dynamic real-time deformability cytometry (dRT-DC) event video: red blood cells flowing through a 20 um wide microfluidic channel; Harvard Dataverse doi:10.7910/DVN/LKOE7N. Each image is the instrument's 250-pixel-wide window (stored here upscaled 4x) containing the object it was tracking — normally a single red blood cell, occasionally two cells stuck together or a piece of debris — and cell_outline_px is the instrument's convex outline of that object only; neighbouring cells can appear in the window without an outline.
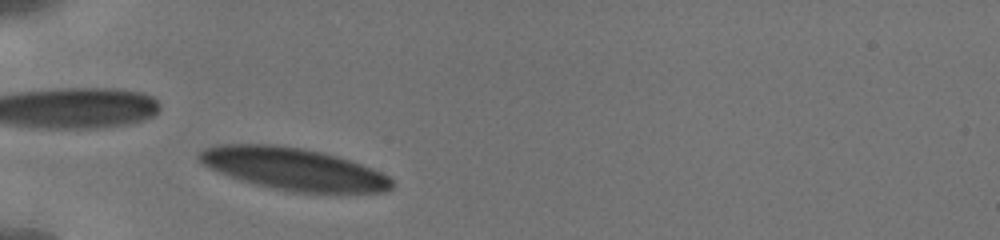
{"species": "human", "species_latin": "Homo sapiens", "temperature_condition": "cold", "stored_images_in_passage": 11, "camera_frame_rate_fps": 3000, "um_per_image_px": 0.085, "donor": {"sex": "male"}, "frame": {"image": 1, "passage_image": 3, "time_ms": 0.333, "image_size_px": [1000, 240], "cell_outline_px": [[396, 184], [388, 192], [332, 196], [292, 192], [272, 188], [240, 180], [208, 168], [196, 156], [196, 152], [204, 148], [216, 144], [276, 144], [324, 152], [340, 156], [372, 168], [388, 176]], "centroid_in_image_um": [25.04, 14.4], "position_along_channel_um": 60.0, "area_um2": 49.07}}
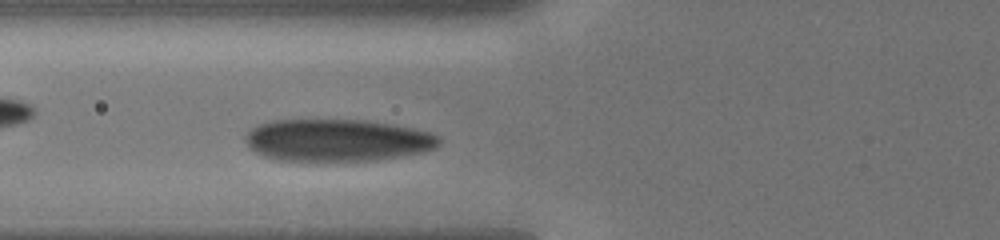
{"frame": {"image": 2, "passage_image": 9, "time_ms": 1.667, "image_size_px": [1000, 240], "cell_outline_px": [[440, 144], [436, 148], [420, 152], [376, 160], [316, 164], [272, 160], [256, 152], [248, 144], [248, 132], [252, 128], [260, 124], [272, 120], [364, 120], [412, 128], [428, 132], [440, 136]], "centroid_in_image_um": [28.64, 11.97], "position_along_channel_um": 97.2, "area_um2": 48.44}}